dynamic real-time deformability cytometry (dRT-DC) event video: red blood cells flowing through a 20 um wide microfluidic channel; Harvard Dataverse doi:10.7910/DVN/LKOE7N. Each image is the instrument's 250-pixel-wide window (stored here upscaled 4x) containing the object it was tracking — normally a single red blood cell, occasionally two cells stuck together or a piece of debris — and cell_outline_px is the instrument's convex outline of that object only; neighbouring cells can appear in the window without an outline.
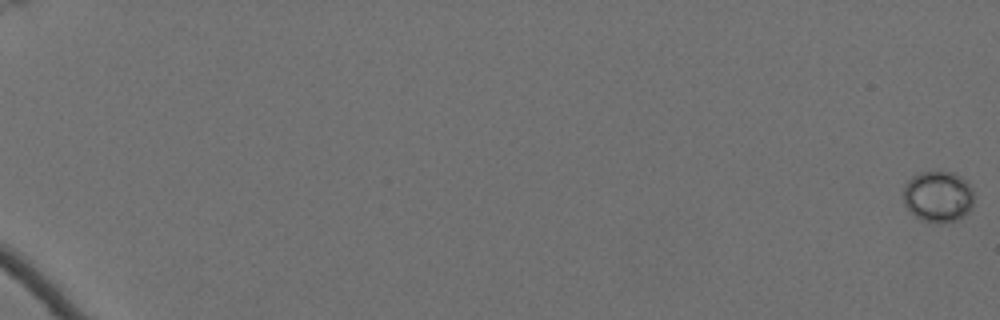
{"species": "Egyptian fruit bat (a non-hibernating species)", "species_latin": "Rousettus aegyptiacus", "temperature_condition": "cold", "stored_images_in_passage": 63, "camera_frame_rate_fps": 3000, "um_per_image_px": 0.085, "animal": {"sex": "female"}, "frame": {"image": 1, "passage_image": 1, "time_ms": 0.0, "image_size_px": [1000, 320], "cell_outline_px": [[972, 208], [964, 216], [956, 220], [924, 220], [916, 216], [904, 204], [904, 184], [912, 176], [920, 172], [952, 172], [968, 180], [972, 188]], "centroid_in_image_um": [79.75, 16.65], "position_along_channel_um": 5.2, "area_um2": 20.63}}
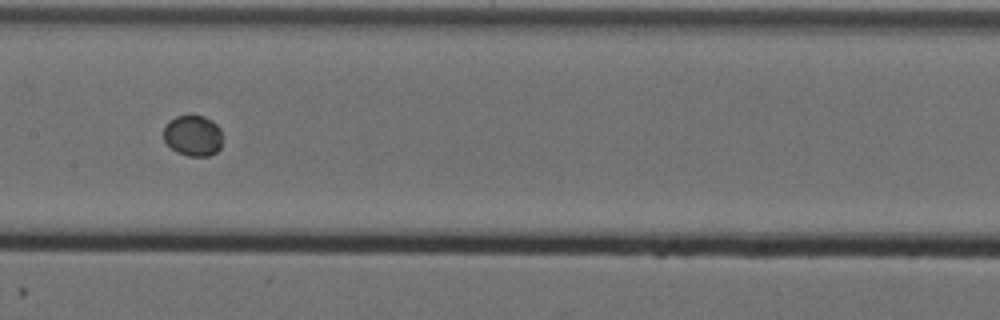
{"frame": {"image": 2, "passage_image": 37, "time_ms": 12.0, "image_size_px": [1000, 320], "cell_outline_px": [[220, 148], [216, 152], [208, 156], [188, 156], [176, 152], [164, 140], [164, 124], [168, 120], [176, 116], [192, 112], [204, 116], [212, 120], [220, 128]], "centroid_in_image_um": [16.37, 11.47], "position_along_channel_um": 191.0, "area_um2": 14.39}}
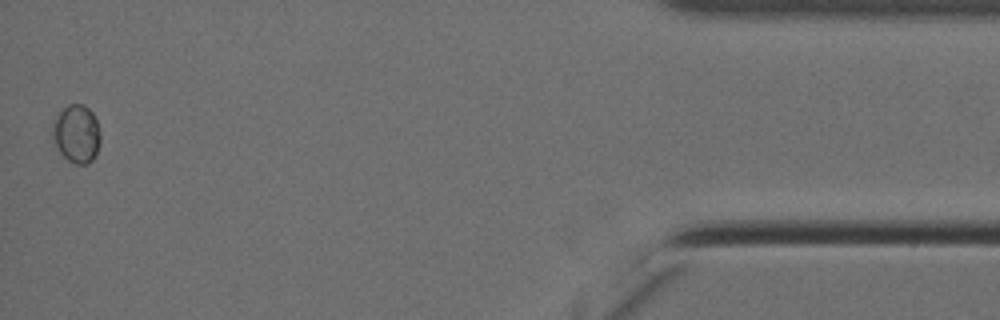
{"frame": {"image": 3, "passage_image": 63, "time_ms": 20.667, "image_size_px": [1000, 320], "cell_outline_px": [[100, 140], [96, 156], [88, 164], [76, 164], [68, 160], [60, 152], [52, 136], [52, 124], [56, 116], [68, 104], [84, 104], [92, 112], [96, 120], [100, 132]], "centroid_in_image_um": [6.52, 11.37], "position_along_channel_um": 428.7, "area_um2": 16.18}}